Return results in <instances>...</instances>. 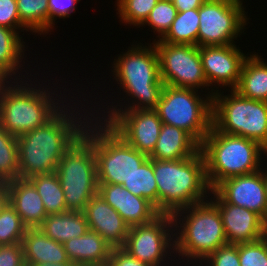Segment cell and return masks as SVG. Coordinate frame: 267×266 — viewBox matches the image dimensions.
<instances>
[{"mask_svg": "<svg viewBox=\"0 0 267 266\" xmlns=\"http://www.w3.org/2000/svg\"><path fill=\"white\" fill-rule=\"evenodd\" d=\"M199 19V9L177 12L170 29L156 42L197 46Z\"/></svg>", "mask_w": 267, "mask_h": 266, "instance_id": "cell-28", "label": "cell"}, {"mask_svg": "<svg viewBox=\"0 0 267 266\" xmlns=\"http://www.w3.org/2000/svg\"><path fill=\"white\" fill-rule=\"evenodd\" d=\"M197 91L164 85L154 110L164 124L183 129L201 145L212 127L214 93L203 100Z\"/></svg>", "mask_w": 267, "mask_h": 266, "instance_id": "cell-9", "label": "cell"}, {"mask_svg": "<svg viewBox=\"0 0 267 266\" xmlns=\"http://www.w3.org/2000/svg\"><path fill=\"white\" fill-rule=\"evenodd\" d=\"M19 179V156L17 137L0 125V181Z\"/></svg>", "mask_w": 267, "mask_h": 266, "instance_id": "cell-31", "label": "cell"}, {"mask_svg": "<svg viewBox=\"0 0 267 266\" xmlns=\"http://www.w3.org/2000/svg\"><path fill=\"white\" fill-rule=\"evenodd\" d=\"M215 201L218 208L227 243L242 244L260 240L265 236L266 221L257 213L243 207L226 203L214 190Z\"/></svg>", "mask_w": 267, "mask_h": 266, "instance_id": "cell-17", "label": "cell"}, {"mask_svg": "<svg viewBox=\"0 0 267 266\" xmlns=\"http://www.w3.org/2000/svg\"><path fill=\"white\" fill-rule=\"evenodd\" d=\"M240 266H267V238L238 244Z\"/></svg>", "mask_w": 267, "mask_h": 266, "instance_id": "cell-35", "label": "cell"}, {"mask_svg": "<svg viewBox=\"0 0 267 266\" xmlns=\"http://www.w3.org/2000/svg\"><path fill=\"white\" fill-rule=\"evenodd\" d=\"M241 0H206L199 8L197 46L234 44L246 25Z\"/></svg>", "mask_w": 267, "mask_h": 266, "instance_id": "cell-11", "label": "cell"}, {"mask_svg": "<svg viewBox=\"0 0 267 266\" xmlns=\"http://www.w3.org/2000/svg\"><path fill=\"white\" fill-rule=\"evenodd\" d=\"M80 0H48V32L52 29L55 17L69 18Z\"/></svg>", "mask_w": 267, "mask_h": 266, "instance_id": "cell-38", "label": "cell"}, {"mask_svg": "<svg viewBox=\"0 0 267 266\" xmlns=\"http://www.w3.org/2000/svg\"><path fill=\"white\" fill-rule=\"evenodd\" d=\"M41 196L47 215L67 212L64 192L57 174L35 175L28 179Z\"/></svg>", "mask_w": 267, "mask_h": 266, "instance_id": "cell-27", "label": "cell"}, {"mask_svg": "<svg viewBox=\"0 0 267 266\" xmlns=\"http://www.w3.org/2000/svg\"><path fill=\"white\" fill-rule=\"evenodd\" d=\"M212 96V126L221 133L242 136L267 150V102L240 96L235 90Z\"/></svg>", "mask_w": 267, "mask_h": 266, "instance_id": "cell-8", "label": "cell"}, {"mask_svg": "<svg viewBox=\"0 0 267 266\" xmlns=\"http://www.w3.org/2000/svg\"><path fill=\"white\" fill-rule=\"evenodd\" d=\"M83 212L90 230L99 233L112 248L124 246L130 227L99 194L90 199Z\"/></svg>", "mask_w": 267, "mask_h": 266, "instance_id": "cell-19", "label": "cell"}, {"mask_svg": "<svg viewBox=\"0 0 267 266\" xmlns=\"http://www.w3.org/2000/svg\"><path fill=\"white\" fill-rule=\"evenodd\" d=\"M26 266H77L73 262L69 263H62V264H46V263H40V264H34V265H26Z\"/></svg>", "mask_w": 267, "mask_h": 266, "instance_id": "cell-43", "label": "cell"}, {"mask_svg": "<svg viewBox=\"0 0 267 266\" xmlns=\"http://www.w3.org/2000/svg\"><path fill=\"white\" fill-rule=\"evenodd\" d=\"M45 235L59 243L84 235L89 226L83 211H67L48 215L38 227Z\"/></svg>", "mask_w": 267, "mask_h": 266, "instance_id": "cell-24", "label": "cell"}, {"mask_svg": "<svg viewBox=\"0 0 267 266\" xmlns=\"http://www.w3.org/2000/svg\"><path fill=\"white\" fill-rule=\"evenodd\" d=\"M265 190H266V198H267V171H265Z\"/></svg>", "mask_w": 267, "mask_h": 266, "instance_id": "cell-44", "label": "cell"}, {"mask_svg": "<svg viewBox=\"0 0 267 266\" xmlns=\"http://www.w3.org/2000/svg\"><path fill=\"white\" fill-rule=\"evenodd\" d=\"M16 1L22 30L48 33V0Z\"/></svg>", "mask_w": 267, "mask_h": 266, "instance_id": "cell-30", "label": "cell"}, {"mask_svg": "<svg viewBox=\"0 0 267 266\" xmlns=\"http://www.w3.org/2000/svg\"><path fill=\"white\" fill-rule=\"evenodd\" d=\"M9 203V189L7 182L0 181V212Z\"/></svg>", "mask_w": 267, "mask_h": 266, "instance_id": "cell-42", "label": "cell"}, {"mask_svg": "<svg viewBox=\"0 0 267 266\" xmlns=\"http://www.w3.org/2000/svg\"><path fill=\"white\" fill-rule=\"evenodd\" d=\"M70 262L77 266H107L112 247L95 231L63 243Z\"/></svg>", "mask_w": 267, "mask_h": 266, "instance_id": "cell-21", "label": "cell"}, {"mask_svg": "<svg viewBox=\"0 0 267 266\" xmlns=\"http://www.w3.org/2000/svg\"><path fill=\"white\" fill-rule=\"evenodd\" d=\"M153 170L161 214L173 215L177 210L202 202L207 191H211L201 150L185 159H153Z\"/></svg>", "mask_w": 267, "mask_h": 266, "instance_id": "cell-2", "label": "cell"}, {"mask_svg": "<svg viewBox=\"0 0 267 266\" xmlns=\"http://www.w3.org/2000/svg\"><path fill=\"white\" fill-rule=\"evenodd\" d=\"M174 225L171 214H160L149 223L130 227L122 248L149 266H161L168 248L174 250L175 247L174 239L171 237V227Z\"/></svg>", "mask_w": 267, "mask_h": 266, "instance_id": "cell-13", "label": "cell"}, {"mask_svg": "<svg viewBox=\"0 0 267 266\" xmlns=\"http://www.w3.org/2000/svg\"><path fill=\"white\" fill-rule=\"evenodd\" d=\"M199 150L200 145L186 131L163 123L149 158L160 161L179 160L191 157Z\"/></svg>", "mask_w": 267, "mask_h": 266, "instance_id": "cell-23", "label": "cell"}, {"mask_svg": "<svg viewBox=\"0 0 267 266\" xmlns=\"http://www.w3.org/2000/svg\"><path fill=\"white\" fill-rule=\"evenodd\" d=\"M108 111L104 120L118 135L139 152L150 155L159 138L163 122L154 109L131 110L125 107Z\"/></svg>", "mask_w": 267, "mask_h": 266, "instance_id": "cell-14", "label": "cell"}, {"mask_svg": "<svg viewBox=\"0 0 267 266\" xmlns=\"http://www.w3.org/2000/svg\"><path fill=\"white\" fill-rule=\"evenodd\" d=\"M0 26L9 29H21L16 0H0Z\"/></svg>", "mask_w": 267, "mask_h": 266, "instance_id": "cell-37", "label": "cell"}, {"mask_svg": "<svg viewBox=\"0 0 267 266\" xmlns=\"http://www.w3.org/2000/svg\"><path fill=\"white\" fill-rule=\"evenodd\" d=\"M26 229L20 215L8 203L0 212V245L21 243Z\"/></svg>", "mask_w": 267, "mask_h": 266, "instance_id": "cell-32", "label": "cell"}, {"mask_svg": "<svg viewBox=\"0 0 267 266\" xmlns=\"http://www.w3.org/2000/svg\"><path fill=\"white\" fill-rule=\"evenodd\" d=\"M159 57L160 78L164 85L199 89L208 87L199 47L188 44L155 42Z\"/></svg>", "mask_w": 267, "mask_h": 266, "instance_id": "cell-12", "label": "cell"}, {"mask_svg": "<svg viewBox=\"0 0 267 266\" xmlns=\"http://www.w3.org/2000/svg\"><path fill=\"white\" fill-rule=\"evenodd\" d=\"M98 194L129 227L149 223L161 214L149 200L134 195L120 184L98 183Z\"/></svg>", "mask_w": 267, "mask_h": 266, "instance_id": "cell-18", "label": "cell"}, {"mask_svg": "<svg viewBox=\"0 0 267 266\" xmlns=\"http://www.w3.org/2000/svg\"><path fill=\"white\" fill-rule=\"evenodd\" d=\"M0 266H26L22 243L0 245Z\"/></svg>", "mask_w": 267, "mask_h": 266, "instance_id": "cell-39", "label": "cell"}, {"mask_svg": "<svg viewBox=\"0 0 267 266\" xmlns=\"http://www.w3.org/2000/svg\"><path fill=\"white\" fill-rule=\"evenodd\" d=\"M203 261L209 263L207 266H240L238 244L227 243Z\"/></svg>", "mask_w": 267, "mask_h": 266, "instance_id": "cell-36", "label": "cell"}, {"mask_svg": "<svg viewBox=\"0 0 267 266\" xmlns=\"http://www.w3.org/2000/svg\"><path fill=\"white\" fill-rule=\"evenodd\" d=\"M64 110L65 106L43 126L17 137L20 179L54 173L64 153L83 135L89 120L83 123L76 113L72 116L75 110Z\"/></svg>", "mask_w": 267, "mask_h": 266, "instance_id": "cell-1", "label": "cell"}, {"mask_svg": "<svg viewBox=\"0 0 267 266\" xmlns=\"http://www.w3.org/2000/svg\"><path fill=\"white\" fill-rule=\"evenodd\" d=\"M9 203L27 228H38L48 216L35 186L28 179L7 182Z\"/></svg>", "mask_w": 267, "mask_h": 266, "instance_id": "cell-20", "label": "cell"}, {"mask_svg": "<svg viewBox=\"0 0 267 266\" xmlns=\"http://www.w3.org/2000/svg\"><path fill=\"white\" fill-rule=\"evenodd\" d=\"M176 15L177 8L172 2L159 0L156 6L151 10L147 19L141 25H151L152 29L158 32L159 36L157 37H159L158 40H160V37H163L170 29Z\"/></svg>", "mask_w": 267, "mask_h": 266, "instance_id": "cell-34", "label": "cell"}, {"mask_svg": "<svg viewBox=\"0 0 267 266\" xmlns=\"http://www.w3.org/2000/svg\"><path fill=\"white\" fill-rule=\"evenodd\" d=\"M91 123H87L83 135L64 153L55 171L67 211H84L90 199L98 194L94 126Z\"/></svg>", "mask_w": 267, "mask_h": 266, "instance_id": "cell-4", "label": "cell"}, {"mask_svg": "<svg viewBox=\"0 0 267 266\" xmlns=\"http://www.w3.org/2000/svg\"><path fill=\"white\" fill-rule=\"evenodd\" d=\"M5 83L10 81L0 82V125L13 136L43 126L63 108L46 89L30 88L27 82L8 87Z\"/></svg>", "mask_w": 267, "mask_h": 266, "instance_id": "cell-5", "label": "cell"}, {"mask_svg": "<svg viewBox=\"0 0 267 266\" xmlns=\"http://www.w3.org/2000/svg\"><path fill=\"white\" fill-rule=\"evenodd\" d=\"M205 158L206 178L213 190L223 180L259 171L267 150L258 142L217 131L213 126L200 145Z\"/></svg>", "mask_w": 267, "mask_h": 266, "instance_id": "cell-3", "label": "cell"}, {"mask_svg": "<svg viewBox=\"0 0 267 266\" xmlns=\"http://www.w3.org/2000/svg\"><path fill=\"white\" fill-rule=\"evenodd\" d=\"M257 54L244 60L238 85L234 89L240 96L267 102V63Z\"/></svg>", "mask_w": 267, "mask_h": 266, "instance_id": "cell-25", "label": "cell"}, {"mask_svg": "<svg viewBox=\"0 0 267 266\" xmlns=\"http://www.w3.org/2000/svg\"><path fill=\"white\" fill-rule=\"evenodd\" d=\"M185 212L188 213L184 216L185 220L180 219L179 216ZM172 217L175 228L180 227L179 236L174 240V251L179 256L205 260L219 247L227 244L221 214L212 201H202L177 210ZM178 219L184 220L180 226H177Z\"/></svg>", "mask_w": 267, "mask_h": 266, "instance_id": "cell-7", "label": "cell"}, {"mask_svg": "<svg viewBox=\"0 0 267 266\" xmlns=\"http://www.w3.org/2000/svg\"><path fill=\"white\" fill-rule=\"evenodd\" d=\"M227 178L213 190L226 202L243 207L267 221L265 170Z\"/></svg>", "mask_w": 267, "mask_h": 266, "instance_id": "cell-15", "label": "cell"}, {"mask_svg": "<svg viewBox=\"0 0 267 266\" xmlns=\"http://www.w3.org/2000/svg\"><path fill=\"white\" fill-rule=\"evenodd\" d=\"M121 21L141 26L159 0H117Z\"/></svg>", "mask_w": 267, "mask_h": 266, "instance_id": "cell-33", "label": "cell"}, {"mask_svg": "<svg viewBox=\"0 0 267 266\" xmlns=\"http://www.w3.org/2000/svg\"><path fill=\"white\" fill-rule=\"evenodd\" d=\"M240 50L235 44L199 47L203 72L209 86L217 83L219 86H231V90L236 88L244 60L248 57Z\"/></svg>", "mask_w": 267, "mask_h": 266, "instance_id": "cell-16", "label": "cell"}, {"mask_svg": "<svg viewBox=\"0 0 267 266\" xmlns=\"http://www.w3.org/2000/svg\"><path fill=\"white\" fill-rule=\"evenodd\" d=\"M17 32L0 26V82L9 79V76L16 74L15 71L21 67V53L25 42H21L22 37H19Z\"/></svg>", "mask_w": 267, "mask_h": 266, "instance_id": "cell-26", "label": "cell"}, {"mask_svg": "<svg viewBox=\"0 0 267 266\" xmlns=\"http://www.w3.org/2000/svg\"><path fill=\"white\" fill-rule=\"evenodd\" d=\"M96 124L94 152L98 183L123 185L149 156L133 148L107 123Z\"/></svg>", "mask_w": 267, "mask_h": 266, "instance_id": "cell-10", "label": "cell"}, {"mask_svg": "<svg viewBox=\"0 0 267 266\" xmlns=\"http://www.w3.org/2000/svg\"><path fill=\"white\" fill-rule=\"evenodd\" d=\"M107 266H149L131 256L122 247L112 248Z\"/></svg>", "mask_w": 267, "mask_h": 266, "instance_id": "cell-40", "label": "cell"}, {"mask_svg": "<svg viewBox=\"0 0 267 266\" xmlns=\"http://www.w3.org/2000/svg\"><path fill=\"white\" fill-rule=\"evenodd\" d=\"M150 48L135 45L119 56L114 62V79L125 93L137 104L128 105L131 110L155 109L159 102L164 83L160 78L158 52L154 43ZM137 99V100H136Z\"/></svg>", "mask_w": 267, "mask_h": 266, "instance_id": "cell-6", "label": "cell"}, {"mask_svg": "<svg viewBox=\"0 0 267 266\" xmlns=\"http://www.w3.org/2000/svg\"><path fill=\"white\" fill-rule=\"evenodd\" d=\"M206 0H174L172 3L177 12H184L191 9H199Z\"/></svg>", "mask_w": 267, "mask_h": 266, "instance_id": "cell-41", "label": "cell"}, {"mask_svg": "<svg viewBox=\"0 0 267 266\" xmlns=\"http://www.w3.org/2000/svg\"><path fill=\"white\" fill-rule=\"evenodd\" d=\"M21 243L25 265L70 262L64 244L49 238L39 228H27Z\"/></svg>", "mask_w": 267, "mask_h": 266, "instance_id": "cell-22", "label": "cell"}, {"mask_svg": "<svg viewBox=\"0 0 267 266\" xmlns=\"http://www.w3.org/2000/svg\"><path fill=\"white\" fill-rule=\"evenodd\" d=\"M265 237L267 238V221H266V228H265Z\"/></svg>", "mask_w": 267, "mask_h": 266, "instance_id": "cell-45", "label": "cell"}, {"mask_svg": "<svg viewBox=\"0 0 267 266\" xmlns=\"http://www.w3.org/2000/svg\"><path fill=\"white\" fill-rule=\"evenodd\" d=\"M123 187L136 196L144 197L158 210V187L154 177L153 159L148 158L134 174L123 183Z\"/></svg>", "mask_w": 267, "mask_h": 266, "instance_id": "cell-29", "label": "cell"}]
</instances>
